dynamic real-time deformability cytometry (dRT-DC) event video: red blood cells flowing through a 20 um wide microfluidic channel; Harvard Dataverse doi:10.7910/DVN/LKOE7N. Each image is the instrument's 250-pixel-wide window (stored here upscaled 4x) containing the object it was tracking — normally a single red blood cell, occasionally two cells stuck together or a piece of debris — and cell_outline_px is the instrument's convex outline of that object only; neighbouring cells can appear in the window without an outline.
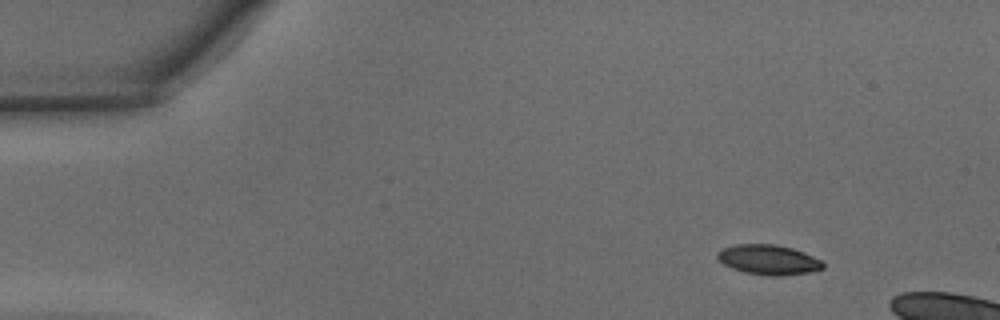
{"species": "common noctule bat (a hibernating species)", "species_latin": "Nyctalus noctula", "temperature_condition": "warm", "stored_images_in_passage": 8, "camera_frame_rate_fps": 3000, "um_per_image_px": 0.085, "animal": {"sex": "male", "body_mass_g": 15.6}, "frame": {"image": 1, "passage_image": 1, "time_ms": 0.0, "image_size_px": [1000, 320], "cell_outline_px": [[824, 268], [812, 272], [776, 276], [772, 276], [744, 272], [732, 268], [724, 264], [716, 256], [716, 252], [724, 248], [736, 244], [776, 244], [792, 248], [804, 252], [820, 260], [824, 264]], "centroid_in_image_um": [65.33, 22.07], "position_along_channel_um": 19.7, "area_um2": 18.32}}